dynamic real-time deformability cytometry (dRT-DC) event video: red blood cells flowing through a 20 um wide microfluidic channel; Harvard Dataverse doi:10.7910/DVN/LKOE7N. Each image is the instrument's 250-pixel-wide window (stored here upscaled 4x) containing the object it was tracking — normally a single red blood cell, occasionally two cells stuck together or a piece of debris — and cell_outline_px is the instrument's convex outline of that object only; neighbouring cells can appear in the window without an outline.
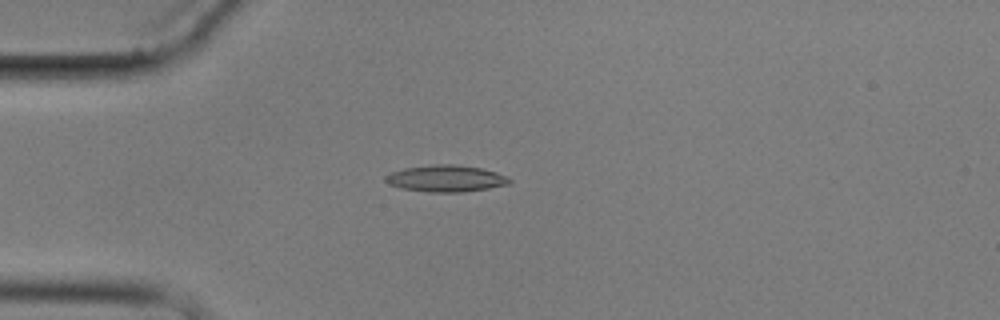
{"species": "common noctule bat (a hibernating species)", "species_latin": "Nyctalus noctula", "temperature_condition": "cold", "stored_images_in_passage": 7, "camera_frame_rate_fps": 3000, "um_per_image_px": 0.085, "animal": {"sex": "male", "body_mass_g": 17.9}, "frame": {"image": 1, "passage_image": 2, "time_ms": 1.0, "image_size_px": [1000, 320], "cell_outline_px": [[512, 184], [464, 192], [432, 192], [400, 188], [388, 184], [384, 180], [384, 176], [392, 172], [404, 168], [436, 164], [452, 164], [480, 168], [496, 172], [508, 176], [512, 180]], "centroid_in_image_um": [37.92, 15.17], "position_along_channel_um": 47.1, "area_um2": 19.31}}
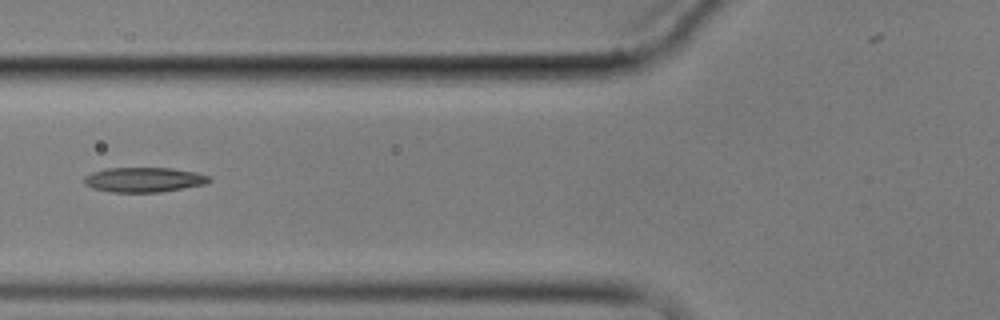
{"frame": {"image": 2, "passage_image": 4, "time_ms": 3.333, "image_size_px": [1000, 320], "cell_outline_px": [[212, 180], [204, 184], [160, 192], [112, 192], [92, 188], [84, 184], [84, 176], [92, 172], [104, 168], [172, 168], [196, 172], [208, 176]], "centroid_in_image_um": [12.19, 15.27], "position_along_channel_um": 113.6, "area_um2": 18.03}}
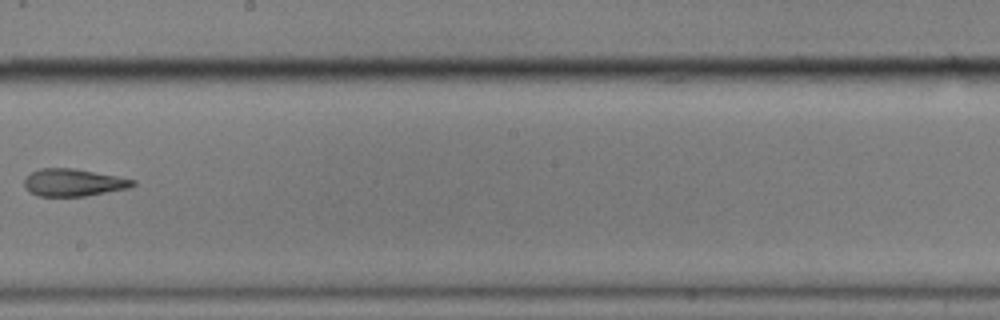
{"frame": {"image": 3, "passage_image": 7, "time_ms": 7.0, "image_size_px": [1000, 320], "cell_outline_px": [[136, 184], [128, 188], [84, 196], [36, 196], [28, 192], [24, 188], [24, 180], [32, 172], [40, 168], [72, 168], [116, 176], [136, 180]], "centroid_in_image_um": [6.2, 15.52], "position_along_channel_um": 242.0, "area_um2": 17.22}}